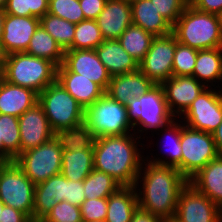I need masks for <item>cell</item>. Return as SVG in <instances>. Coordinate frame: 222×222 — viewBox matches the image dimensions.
Returning a JSON list of instances; mask_svg holds the SVG:
<instances>
[{
	"instance_id": "6da1fadb",
	"label": "cell",
	"mask_w": 222,
	"mask_h": 222,
	"mask_svg": "<svg viewBox=\"0 0 222 222\" xmlns=\"http://www.w3.org/2000/svg\"><path fill=\"white\" fill-rule=\"evenodd\" d=\"M144 163L134 185L139 188L140 179L143 186L137 193L139 208L164 220H173L179 193L188 180L175 167L153 164L148 160Z\"/></svg>"
},
{
	"instance_id": "7a4b0ae2",
	"label": "cell",
	"mask_w": 222,
	"mask_h": 222,
	"mask_svg": "<svg viewBox=\"0 0 222 222\" xmlns=\"http://www.w3.org/2000/svg\"><path fill=\"white\" fill-rule=\"evenodd\" d=\"M102 136L95 139L93 146L94 169L110 175L121 186H134L144 160L138 143L132 136Z\"/></svg>"
},
{
	"instance_id": "3957f363",
	"label": "cell",
	"mask_w": 222,
	"mask_h": 222,
	"mask_svg": "<svg viewBox=\"0 0 222 222\" xmlns=\"http://www.w3.org/2000/svg\"><path fill=\"white\" fill-rule=\"evenodd\" d=\"M177 41L196 50L222 47L219 16L194 8L190 3L172 26Z\"/></svg>"
},
{
	"instance_id": "277c9868",
	"label": "cell",
	"mask_w": 222,
	"mask_h": 222,
	"mask_svg": "<svg viewBox=\"0 0 222 222\" xmlns=\"http://www.w3.org/2000/svg\"><path fill=\"white\" fill-rule=\"evenodd\" d=\"M4 73L7 82L39 94L56 81L57 66L47 59L15 52L4 56Z\"/></svg>"
},
{
	"instance_id": "5b68a950",
	"label": "cell",
	"mask_w": 222,
	"mask_h": 222,
	"mask_svg": "<svg viewBox=\"0 0 222 222\" xmlns=\"http://www.w3.org/2000/svg\"><path fill=\"white\" fill-rule=\"evenodd\" d=\"M84 123L95 138L119 136L134 130L128 119L127 106L120 104L106 93L85 109Z\"/></svg>"
},
{
	"instance_id": "8992f818",
	"label": "cell",
	"mask_w": 222,
	"mask_h": 222,
	"mask_svg": "<svg viewBox=\"0 0 222 222\" xmlns=\"http://www.w3.org/2000/svg\"><path fill=\"white\" fill-rule=\"evenodd\" d=\"M38 102L54 132L84 123L85 109L57 80L38 94Z\"/></svg>"
},
{
	"instance_id": "52a82bcc",
	"label": "cell",
	"mask_w": 222,
	"mask_h": 222,
	"mask_svg": "<svg viewBox=\"0 0 222 222\" xmlns=\"http://www.w3.org/2000/svg\"><path fill=\"white\" fill-rule=\"evenodd\" d=\"M126 106L128 119L133 128L142 127L141 130L137 129L139 132L146 129L162 131L174 119L168 109L161 84H155L145 94L128 102Z\"/></svg>"
},
{
	"instance_id": "ba28073f",
	"label": "cell",
	"mask_w": 222,
	"mask_h": 222,
	"mask_svg": "<svg viewBox=\"0 0 222 222\" xmlns=\"http://www.w3.org/2000/svg\"><path fill=\"white\" fill-rule=\"evenodd\" d=\"M62 151L58 140H51L20 153L14 162L35 185L61 173Z\"/></svg>"
},
{
	"instance_id": "9c48e42d",
	"label": "cell",
	"mask_w": 222,
	"mask_h": 222,
	"mask_svg": "<svg viewBox=\"0 0 222 222\" xmlns=\"http://www.w3.org/2000/svg\"><path fill=\"white\" fill-rule=\"evenodd\" d=\"M35 184L14 161L0 165V200L27 214L33 221Z\"/></svg>"
},
{
	"instance_id": "30bf717a",
	"label": "cell",
	"mask_w": 222,
	"mask_h": 222,
	"mask_svg": "<svg viewBox=\"0 0 222 222\" xmlns=\"http://www.w3.org/2000/svg\"><path fill=\"white\" fill-rule=\"evenodd\" d=\"M182 175L189 181L219 153L212 133L181 124Z\"/></svg>"
},
{
	"instance_id": "8fae6325",
	"label": "cell",
	"mask_w": 222,
	"mask_h": 222,
	"mask_svg": "<svg viewBox=\"0 0 222 222\" xmlns=\"http://www.w3.org/2000/svg\"><path fill=\"white\" fill-rule=\"evenodd\" d=\"M177 45L176 36L171 33L154 37L150 48L139 63V70L154 84H162L173 76V57Z\"/></svg>"
},
{
	"instance_id": "7c38bea8",
	"label": "cell",
	"mask_w": 222,
	"mask_h": 222,
	"mask_svg": "<svg viewBox=\"0 0 222 222\" xmlns=\"http://www.w3.org/2000/svg\"><path fill=\"white\" fill-rule=\"evenodd\" d=\"M175 222H222V209L189 182L181 189Z\"/></svg>"
},
{
	"instance_id": "4fadbf2b",
	"label": "cell",
	"mask_w": 222,
	"mask_h": 222,
	"mask_svg": "<svg viewBox=\"0 0 222 222\" xmlns=\"http://www.w3.org/2000/svg\"><path fill=\"white\" fill-rule=\"evenodd\" d=\"M207 87L183 113L187 127L213 133L222 122V90Z\"/></svg>"
},
{
	"instance_id": "5bb4252c",
	"label": "cell",
	"mask_w": 222,
	"mask_h": 222,
	"mask_svg": "<svg viewBox=\"0 0 222 222\" xmlns=\"http://www.w3.org/2000/svg\"><path fill=\"white\" fill-rule=\"evenodd\" d=\"M57 71H71L100 85L105 91L111 80V75L99 60L95 49L66 50L62 64Z\"/></svg>"
},
{
	"instance_id": "9a60e30c",
	"label": "cell",
	"mask_w": 222,
	"mask_h": 222,
	"mask_svg": "<svg viewBox=\"0 0 222 222\" xmlns=\"http://www.w3.org/2000/svg\"><path fill=\"white\" fill-rule=\"evenodd\" d=\"M20 153L38 147L51 140L55 132L51 129L42 105L37 102L20 117Z\"/></svg>"
},
{
	"instance_id": "2e32d148",
	"label": "cell",
	"mask_w": 222,
	"mask_h": 222,
	"mask_svg": "<svg viewBox=\"0 0 222 222\" xmlns=\"http://www.w3.org/2000/svg\"><path fill=\"white\" fill-rule=\"evenodd\" d=\"M39 25L40 19L37 17L6 14L0 41V54L5 56L15 52H25Z\"/></svg>"
},
{
	"instance_id": "e0dca14e",
	"label": "cell",
	"mask_w": 222,
	"mask_h": 222,
	"mask_svg": "<svg viewBox=\"0 0 222 222\" xmlns=\"http://www.w3.org/2000/svg\"><path fill=\"white\" fill-rule=\"evenodd\" d=\"M161 86L168 109L175 118L183 115L191 103L207 88V85L202 84L193 76H172Z\"/></svg>"
},
{
	"instance_id": "ac0fdd59",
	"label": "cell",
	"mask_w": 222,
	"mask_h": 222,
	"mask_svg": "<svg viewBox=\"0 0 222 222\" xmlns=\"http://www.w3.org/2000/svg\"><path fill=\"white\" fill-rule=\"evenodd\" d=\"M96 22L104 40L118 39L133 24L131 4L124 0H107Z\"/></svg>"
},
{
	"instance_id": "d6986e66",
	"label": "cell",
	"mask_w": 222,
	"mask_h": 222,
	"mask_svg": "<svg viewBox=\"0 0 222 222\" xmlns=\"http://www.w3.org/2000/svg\"><path fill=\"white\" fill-rule=\"evenodd\" d=\"M154 85L155 84L138 69L127 74L112 76L105 93L120 104L127 105L132 99L145 94Z\"/></svg>"
},
{
	"instance_id": "ffe728a7",
	"label": "cell",
	"mask_w": 222,
	"mask_h": 222,
	"mask_svg": "<svg viewBox=\"0 0 222 222\" xmlns=\"http://www.w3.org/2000/svg\"><path fill=\"white\" fill-rule=\"evenodd\" d=\"M38 102V94L32 89L21 87L5 79L0 85V114L20 117Z\"/></svg>"
},
{
	"instance_id": "44dd1931",
	"label": "cell",
	"mask_w": 222,
	"mask_h": 222,
	"mask_svg": "<svg viewBox=\"0 0 222 222\" xmlns=\"http://www.w3.org/2000/svg\"><path fill=\"white\" fill-rule=\"evenodd\" d=\"M95 50L111 77L139 69V63L126 52L117 39L104 40Z\"/></svg>"
},
{
	"instance_id": "7402d4cb",
	"label": "cell",
	"mask_w": 222,
	"mask_h": 222,
	"mask_svg": "<svg viewBox=\"0 0 222 222\" xmlns=\"http://www.w3.org/2000/svg\"><path fill=\"white\" fill-rule=\"evenodd\" d=\"M65 177L60 173L35 185L33 222L43 219L52 208L63 201Z\"/></svg>"
},
{
	"instance_id": "603a6c76",
	"label": "cell",
	"mask_w": 222,
	"mask_h": 222,
	"mask_svg": "<svg viewBox=\"0 0 222 222\" xmlns=\"http://www.w3.org/2000/svg\"><path fill=\"white\" fill-rule=\"evenodd\" d=\"M56 80L84 109L105 94L100 85L71 71H57Z\"/></svg>"
},
{
	"instance_id": "cb8c5ba5",
	"label": "cell",
	"mask_w": 222,
	"mask_h": 222,
	"mask_svg": "<svg viewBox=\"0 0 222 222\" xmlns=\"http://www.w3.org/2000/svg\"><path fill=\"white\" fill-rule=\"evenodd\" d=\"M188 182L222 209V155L211 160Z\"/></svg>"
},
{
	"instance_id": "d4e9b609",
	"label": "cell",
	"mask_w": 222,
	"mask_h": 222,
	"mask_svg": "<svg viewBox=\"0 0 222 222\" xmlns=\"http://www.w3.org/2000/svg\"><path fill=\"white\" fill-rule=\"evenodd\" d=\"M133 24L143 28L154 37L172 33V25L159 14L150 0H140L131 4Z\"/></svg>"
},
{
	"instance_id": "484cf974",
	"label": "cell",
	"mask_w": 222,
	"mask_h": 222,
	"mask_svg": "<svg viewBox=\"0 0 222 222\" xmlns=\"http://www.w3.org/2000/svg\"><path fill=\"white\" fill-rule=\"evenodd\" d=\"M134 186H121L108 197L105 222H130L139 207Z\"/></svg>"
},
{
	"instance_id": "4316f807",
	"label": "cell",
	"mask_w": 222,
	"mask_h": 222,
	"mask_svg": "<svg viewBox=\"0 0 222 222\" xmlns=\"http://www.w3.org/2000/svg\"><path fill=\"white\" fill-rule=\"evenodd\" d=\"M193 77L207 84L222 80V47L198 50ZM205 81V82H204Z\"/></svg>"
},
{
	"instance_id": "83f0119b",
	"label": "cell",
	"mask_w": 222,
	"mask_h": 222,
	"mask_svg": "<svg viewBox=\"0 0 222 222\" xmlns=\"http://www.w3.org/2000/svg\"><path fill=\"white\" fill-rule=\"evenodd\" d=\"M94 169L93 149L62 151L61 174L72 181H83Z\"/></svg>"
},
{
	"instance_id": "f1b7e54d",
	"label": "cell",
	"mask_w": 222,
	"mask_h": 222,
	"mask_svg": "<svg viewBox=\"0 0 222 222\" xmlns=\"http://www.w3.org/2000/svg\"><path fill=\"white\" fill-rule=\"evenodd\" d=\"M25 53L47 59L59 67L63 62L65 51L55 39L39 25L30 39L29 46Z\"/></svg>"
},
{
	"instance_id": "f546056e",
	"label": "cell",
	"mask_w": 222,
	"mask_h": 222,
	"mask_svg": "<svg viewBox=\"0 0 222 222\" xmlns=\"http://www.w3.org/2000/svg\"><path fill=\"white\" fill-rule=\"evenodd\" d=\"M20 154V131L18 117L0 114V158L14 161Z\"/></svg>"
},
{
	"instance_id": "4dcf8cb0",
	"label": "cell",
	"mask_w": 222,
	"mask_h": 222,
	"mask_svg": "<svg viewBox=\"0 0 222 222\" xmlns=\"http://www.w3.org/2000/svg\"><path fill=\"white\" fill-rule=\"evenodd\" d=\"M63 150L66 151H83L93 149L95 136L85 123L78 126L60 129L55 132L54 136Z\"/></svg>"
},
{
	"instance_id": "1f68e13d",
	"label": "cell",
	"mask_w": 222,
	"mask_h": 222,
	"mask_svg": "<svg viewBox=\"0 0 222 222\" xmlns=\"http://www.w3.org/2000/svg\"><path fill=\"white\" fill-rule=\"evenodd\" d=\"M153 38L151 33L131 24L117 40L126 52L140 63L147 54Z\"/></svg>"
},
{
	"instance_id": "d6a6232c",
	"label": "cell",
	"mask_w": 222,
	"mask_h": 222,
	"mask_svg": "<svg viewBox=\"0 0 222 222\" xmlns=\"http://www.w3.org/2000/svg\"><path fill=\"white\" fill-rule=\"evenodd\" d=\"M86 199L108 198L121 185L110 175L95 169L83 180Z\"/></svg>"
},
{
	"instance_id": "836d02e7",
	"label": "cell",
	"mask_w": 222,
	"mask_h": 222,
	"mask_svg": "<svg viewBox=\"0 0 222 222\" xmlns=\"http://www.w3.org/2000/svg\"><path fill=\"white\" fill-rule=\"evenodd\" d=\"M40 25L55 39L64 51L72 45L76 24L46 13L40 18Z\"/></svg>"
},
{
	"instance_id": "e575fe53",
	"label": "cell",
	"mask_w": 222,
	"mask_h": 222,
	"mask_svg": "<svg viewBox=\"0 0 222 222\" xmlns=\"http://www.w3.org/2000/svg\"><path fill=\"white\" fill-rule=\"evenodd\" d=\"M103 41L96 20L85 19L76 24L74 40L67 50L96 49Z\"/></svg>"
},
{
	"instance_id": "d590c367",
	"label": "cell",
	"mask_w": 222,
	"mask_h": 222,
	"mask_svg": "<svg viewBox=\"0 0 222 222\" xmlns=\"http://www.w3.org/2000/svg\"><path fill=\"white\" fill-rule=\"evenodd\" d=\"M175 119H173L169 124H167V126H165L163 129L168 133L166 136L170 139H172V141H169L171 144V148H169L168 145H166L168 148V153H170V158L167 161L168 157H166V160H162V159H153V160H149L150 163L153 164H159V165H163V166H171V167H175L177 168L180 173L182 174V151H181V144H180V140H181V124H178V122L176 123L174 121ZM167 127V129H166ZM170 134V135H169ZM170 136V137H169ZM167 138V139H168ZM165 142V141H164ZM163 143V142H162ZM169 144V145H170ZM164 145V146H165Z\"/></svg>"
},
{
	"instance_id": "8d00e7d4",
	"label": "cell",
	"mask_w": 222,
	"mask_h": 222,
	"mask_svg": "<svg viewBox=\"0 0 222 222\" xmlns=\"http://www.w3.org/2000/svg\"><path fill=\"white\" fill-rule=\"evenodd\" d=\"M198 50L177 41L173 57V76H193Z\"/></svg>"
},
{
	"instance_id": "74e56055",
	"label": "cell",
	"mask_w": 222,
	"mask_h": 222,
	"mask_svg": "<svg viewBox=\"0 0 222 222\" xmlns=\"http://www.w3.org/2000/svg\"><path fill=\"white\" fill-rule=\"evenodd\" d=\"M48 13L74 24L85 20L79 0H49Z\"/></svg>"
},
{
	"instance_id": "f35d334b",
	"label": "cell",
	"mask_w": 222,
	"mask_h": 222,
	"mask_svg": "<svg viewBox=\"0 0 222 222\" xmlns=\"http://www.w3.org/2000/svg\"><path fill=\"white\" fill-rule=\"evenodd\" d=\"M43 219L46 222H83L80 207L65 200L57 203Z\"/></svg>"
},
{
	"instance_id": "ab89813d",
	"label": "cell",
	"mask_w": 222,
	"mask_h": 222,
	"mask_svg": "<svg viewBox=\"0 0 222 222\" xmlns=\"http://www.w3.org/2000/svg\"><path fill=\"white\" fill-rule=\"evenodd\" d=\"M108 198L85 199L80 206L82 221H105Z\"/></svg>"
},
{
	"instance_id": "60d3db41",
	"label": "cell",
	"mask_w": 222,
	"mask_h": 222,
	"mask_svg": "<svg viewBox=\"0 0 222 222\" xmlns=\"http://www.w3.org/2000/svg\"><path fill=\"white\" fill-rule=\"evenodd\" d=\"M159 14L162 15L172 26L188 6L189 0H150Z\"/></svg>"
},
{
	"instance_id": "b9f144b4",
	"label": "cell",
	"mask_w": 222,
	"mask_h": 222,
	"mask_svg": "<svg viewBox=\"0 0 222 222\" xmlns=\"http://www.w3.org/2000/svg\"><path fill=\"white\" fill-rule=\"evenodd\" d=\"M85 199L83 181H72L65 178L63 200L80 207Z\"/></svg>"
},
{
	"instance_id": "7bdbcfd3",
	"label": "cell",
	"mask_w": 222,
	"mask_h": 222,
	"mask_svg": "<svg viewBox=\"0 0 222 222\" xmlns=\"http://www.w3.org/2000/svg\"><path fill=\"white\" fill-rule=\"evenodd\" d=\"M107 0H79L85 19L96 20Z\"/></svg>"
},
{
	"instance_id": "ee69618b",
	"label": "cell",
	"mask_w": 222,
	"mask_h": 222,
	"mask_svg": "<svg viewBox=\"0 0 222 222\" xmlns=\"http://www.w3.org/2000/svg\"><path fill=\"white\" fill-rule=\"evenodd\" d=\"M4 11L9 15L30 16L29 2L28 0H7Z\"/></svg>"
},
{
	"instance_id": "f6af8a7d",
	"label": "cell",
	"mask_w": 222,
	"mask_h": 222,
	"mask_svg": "<svg viewBox=\"0 0 222 222\" xmlns=\"http://www.w3.org/2000/svg\"><path fill=\"white\" fill-rule=\"evenodd\" d=\"M0 222H33L32 219L22 211L4 205L1 211Z\"/></svg>"
},
{
	"instance_id": "bcb514c9",
	"label": "cell",
	"mask_w": 222,
	"mask_h": 222,
	"mask_svg": "<svg viewBox=\"0 0 222 222\" xmlns=\"http://www.w3.org/2000/svg\"><path fill=\"white\" fill-rule=\"evenodd\" d=\"M189 3L203 12L217 15L222 12V0H189Z\"/></svg>"
},
{
	"instance_id": "7dc6e473",
	"label": "cell",
	"mask_w": 222,
	"mask_h": 222,
	"mask_svg": "<svg viewBox=\"0 0 222 222\" xmlns=\"http://www.w3.org/2000/svg\"><path fill=\"white\" fill-rule=\"evenodd\" d=\"M30 17L42 18L49 10V0H28Z\"/></svg>"
},
{
	"instance_id": "c3c4849f",
	"label": "cell",
	"mask_w": 222,
	"mask_h": 222,
	"mask_svg": "<svg viewBox=\"0 0 222 222\" xmlns=\"http://www.w3.org/2000/svg\"><path fill=\"white\" fill-rule=\"evenodd\" d=\"M164 219L156 215L151 214L150 212L144 211L139 207L134 212L130 222H163Z\"/></svg>"
},
{
	"instance_id": "681fc988",
	"label": "cell",
	"mask_w": 222,
	"mask_h": 222,
	"mask_svg": "<svg viewBox=\"0 0 222 222\" xmlns=\"http://www.w3.org/2000/svg\"><path fill=\"white\" fill-rule=\"evenodd\" d=\"M212 136L214 138L219 155H222V122L219 124L217 129L213 131Z\"/></svg>"
},
{
	"instance_id": "f907efd6",
	"label": "cell",
	"mask_w": 222,
	"mask_h": 222,
	"mask_svg": "<svg viewBox=\"0 0 222 222\" xmlns=\"http://www.w3.org/2000/svg\"><path fill=\"white\" fill-rule=\"evenodd\" d=\"M5 17H6V12L4 11V9H0V41L2 38Z\"/></svg>"
},
{
	"instance_id": "816d5d0a",
	"label": "cell",
	"mask_w": 222,
	"mask_h": 222,
	"mask_svg": "<svg viewBox=\"0 0 222 222\" xmlns=\"http://www.w3.org/2000/svg\"><path fill=\"white\" fill-rule=\"evenodd\" d=\"M5 79V73H4V56L0 54V85Z\"/></svg>"
},
{
	"instance_id": "f5cc1de1",
	"label": "cell",
	"mask_w": 222,
	"mask_h": 222,
	"mask_svg": "<svg viewBox=\"0 0 222 222\" xmlns=\"http://www.w3.org/2000/svg\"><path fill=\"white\" fill-rule=\"evenodd\" d=\"M7 0H0V9H4L6 6Z\"/></svg>"
},
{
	"instance_id": "db71d44e",
	"label": "cell",
	"mask_w": 222,
	"mask_h": 222,
	"mask_svg": "<svg viewBox=\"0 0 222 222\" xmlns=\"http://www.w3.org/2000/svg\"><path fill=\"white\" fill-rule=\"evenodd\" d=\"M219 20H220V25H221V30H222V12L218 14Z\"/></svg>"
},
{
	"instance_id": "11a10c76",
	"label": "cell",
	"mask_w": 222,
	"mask_h": 222,
	"mask_svg": "<svg viewBox=\"0 0 222 222\" xmlns=\"http://www.w3.org/2000/svg\"><path fill=\"white\" fill-rule=\"evenodd\" d=\"M4 205L5 204L0 200V216H1V211L3 210Z\"/></svg>"
},
{
	"instance_id": "9f6ffc18",
	"label": "cell",
	"mask_w": 222,
	"mask_h": 222,
	"mask_svg": "<svg viewBox=\"0 0 222 222\" xmlns=\"http://www.w3.org/2000/svg\"><path fill=\"white\" fill-rule=\"evenodd\" d=\"M124 1H126V2H128V3H130V4H132V3L137 2V1H140V0H124Z\"/></svg>"
},
{
	"instance_id": "6f0895ef",
	"label": "cell",
	"mask_w": 222,
	"mask_h": 222,
	"mask_svg": "<svg viewBox=\"0 0 222 222\" xmlns=\"http://www.w3.org/2000/svg\"><path fill=\"white\" fill-rule=\"evenodd\" d=\"M163 222H175L174 220H164Z\"/></svg>"
},
{
	"instance_id": "680465c9",
	"label": "cell",
	"mask_w": 222,
	"mask_h": 222,
	"mask_svg": "<svg viewBox=\"0 0 222 222\" xmlns=\"http://www.w3.org/2000/svg\"><path fill=\"white\" fill-rule=\"evenodd\" d=\"M36 222H46V221L44 219H40V220H38Z\"/></svg>"
},
{
	"instance_id": "91938a15",
	"label": "cell",
	"mask_w": 222,
	"mask_h": 222,
	"mask_svg": "<svg viewBox=\"0 0 222 222\" xmlns=\"http://www.w3.org/2000/svg\"><path fill=\"white\" fill-rule=\"evenodd\" d=\"M4 161L0 158V165L3 163Z\"/></svg>"
}]
</instances>
